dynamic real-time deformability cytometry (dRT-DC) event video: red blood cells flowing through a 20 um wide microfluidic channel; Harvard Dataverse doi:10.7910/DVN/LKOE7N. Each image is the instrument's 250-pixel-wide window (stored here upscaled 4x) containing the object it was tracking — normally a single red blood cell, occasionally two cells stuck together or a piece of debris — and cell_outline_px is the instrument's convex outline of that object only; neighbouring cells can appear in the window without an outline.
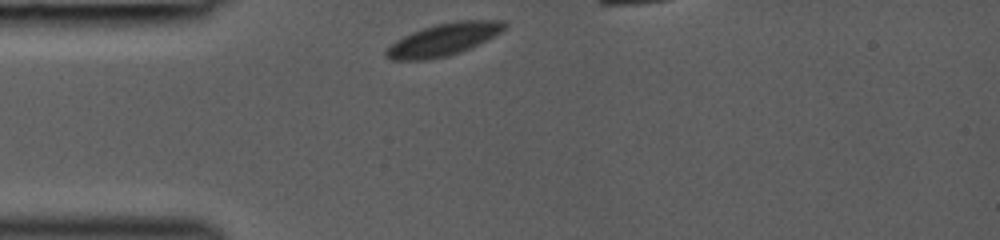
{"species": "common noctule bat (a hibernating species)", "species_latin": "Nyctalus noctula", "temperature_condition": "room temperature", "stored_images_in_passage": 30, "camera_frame_rate_fps": 3000, "um_per_image_px": 0.085, "animal": {"sex": "female", "body_mass_g": 19.0, "forearm_length_mm": 53.3}, "frame": {"image": 1, "passage_image": 1, "time_ms": 0.0, "image_size_px": [1000, 240], "cell_outline_px": [[508, 28], [496, 36], [460, 52], [448, 56], [428, 60], [392, 60], [384, 56], [384, 52], [396, 40], [412, 32], [436, 24], [456, 20], [504, 20], [508, 24]], "centroid_in_image_um": [37.75, 3.35], "position_along_channel_um": 47.2, "area_um2": 22.48}}
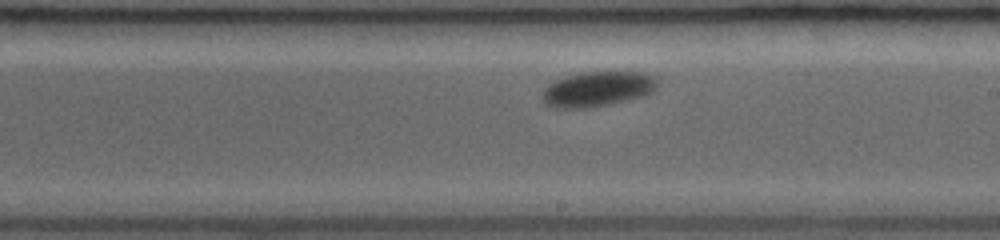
{"frame": {"image": 2, "passage_image": 16, "time_ms": 5.0, "image_size_px": [1000, 240], "cell_outline_px": [[656, 88], [652, 92], [644, 96], [608, 104], [588, 108], [552, 108], [544, 104], [540, 92], [548, 84], [556, 80], [580, 72], [644, 72], [656, 76]], "centroid_in_image_um": [50.75, 7.57], "position_along_channel_um": 238.2, "area_um2": 23.7}}
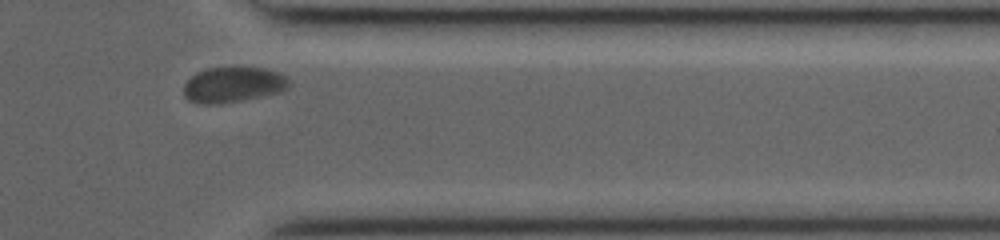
{"frame": {"image": 3, "passage_image": 27, "time_ms": 8.667, "image_size_px": [1000, 240], "cell_outline_px": [[288, 88], [280, 92], [220, 104], [200, 104], [188, 100], [184, 96], [184, 84], [196, 72], [208, 68], [264, 68], [280, 72], [288, 80]], "centroid_in_image_um": [19.79, 7.2], "position_along_channel_um": 391.6, "area_um2": 21.56}}